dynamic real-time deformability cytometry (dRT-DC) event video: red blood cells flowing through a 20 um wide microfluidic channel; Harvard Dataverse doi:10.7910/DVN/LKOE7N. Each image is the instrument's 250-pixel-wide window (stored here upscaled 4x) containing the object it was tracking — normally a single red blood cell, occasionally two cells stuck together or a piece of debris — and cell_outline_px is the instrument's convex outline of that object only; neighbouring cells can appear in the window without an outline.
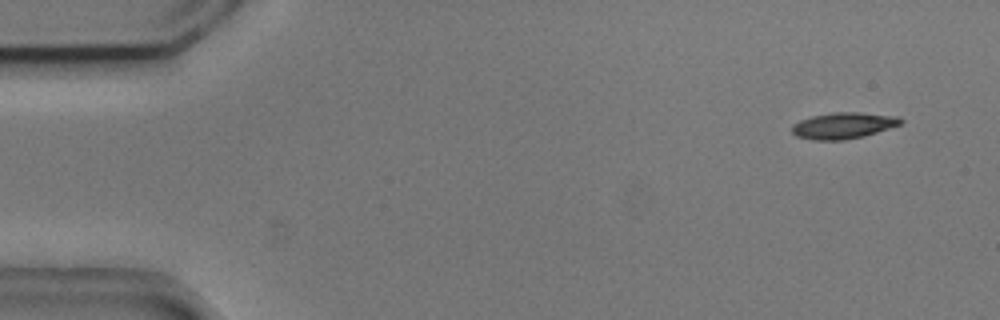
{"species": "common noctule bat (a hibernating species)", "species_latin": "Nyctalus noctula", "temperature_condition": "cold", "stored_images_in_passage": 5, "camera_frame_rate_fps": 3000, "um_per_image_px": 0.085, "animal": {"sex": "male", "body_mass_g": 20.5, "forearm_length_mm": 52.5}, "frame": {"image": 1, "passage_image": 1, "time_ms": 0.0, "image_size_px": [1000, 320], "cell_outline_px": [[904, 120], [900, 124], [864, 136], [844, 140], [812, 140], [796, 136], [792, 132], [792, 124], [800, 120], [812, 116], [832, 112], [860, 112], [900, 116]], "centroid_in_image_um": [71.68, 10.66], "position_along_channel_um": 13.3, "area_um2": 16.7}}
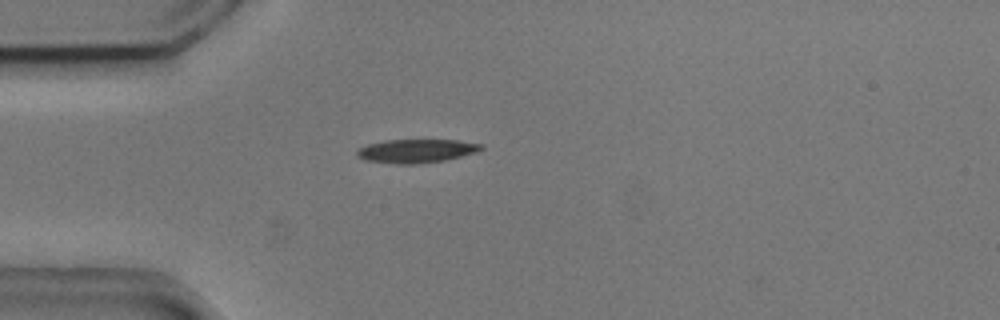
{"frame": {"image": 2, "passage_image": 4, "time_ms": 1.0, "image_size_px": [1000, 320], "cell_outline_px": [[484, 148], [476, 152], [444, 160], [416, 164], [396, 164], [364, 160], [356, 156], [356, 152], [360, 148], [368, 144], [384, 140], [456, 140], [484, 144]], "centroid_in_image_um": [35.37, 12.83], "position_along_channel_um": 49.6, "area_um2": 17.05}}